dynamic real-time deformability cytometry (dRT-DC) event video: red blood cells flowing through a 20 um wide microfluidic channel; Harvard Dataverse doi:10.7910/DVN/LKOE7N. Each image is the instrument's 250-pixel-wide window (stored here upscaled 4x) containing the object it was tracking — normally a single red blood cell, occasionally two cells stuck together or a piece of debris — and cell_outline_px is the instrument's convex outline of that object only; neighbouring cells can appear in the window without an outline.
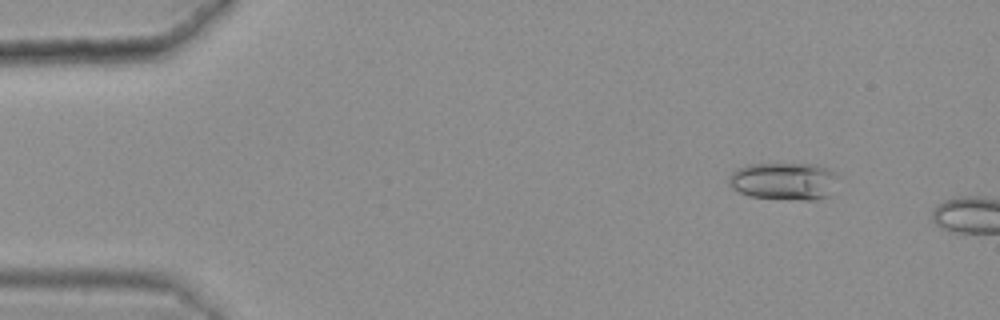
{"species": "common noctule bat (a hibernating species)", "species_latin": "Nyctalus noctula", "temperature_condition": "warm", "stored_images_in_passage": 6, "camera_frame_rate_fps": 3000, "um_per_image_px": 0.085, "animal": {"sex": "female", "body_mass_g": 25.1}, "frame": {"image": 1, "passage_image": 2, "time_ms": 0.333, "image_size_px": [1000, 320], "cell_outline_px": [[836, 176], [824, 196], [812, 200], [808, 200], [752, 196], [740, 192], [732, 188], [728, 184], [728, 180], [732, 172], [736, 168], [748, 164], [816, 164], [832, 172]], "centroid_in_image_um": [66.5, 15.37], "position_along_channel_um": 18.5, "area_um2": 22.95}}